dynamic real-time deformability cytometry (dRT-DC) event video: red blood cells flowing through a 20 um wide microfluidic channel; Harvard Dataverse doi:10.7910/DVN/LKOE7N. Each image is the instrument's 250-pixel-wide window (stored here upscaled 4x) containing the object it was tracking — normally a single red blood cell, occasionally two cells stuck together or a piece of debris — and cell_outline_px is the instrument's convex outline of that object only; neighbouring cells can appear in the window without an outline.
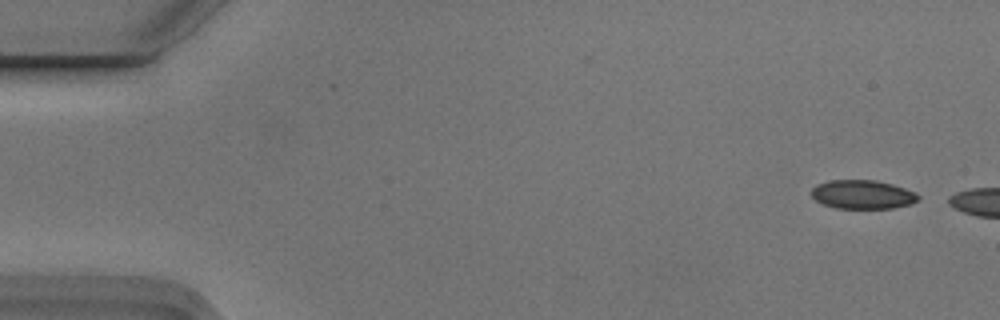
{"species": "Egyptian fruit bat (a non-hibernating species)", "species_latin": "Rousettus aegyptiacus", "temperature_condition": "cold", "stored_images_in_passage": 4, "camera_frame_rate_fps": 3000, "um_per_image_px": 0.085, "animal": {"sex": "male"}, "frame": {"image": 1, "passage_image": 1, "time_ms": 0.0, "image_size_px": [1000, 320], "cell_outline_px": [[920, 200], [912, 204], [892, 208], [836, 208], [824, 204], [816, 200], [812, 196], [812, 188], [816, 184], [828, 180], [876, 180], [892, 184], [916, 192], [920, 196]], "centroid_in_image_um": [73.35, 16.52], "position_along_channel_um": 11.7, "area_um2": 18.03}}